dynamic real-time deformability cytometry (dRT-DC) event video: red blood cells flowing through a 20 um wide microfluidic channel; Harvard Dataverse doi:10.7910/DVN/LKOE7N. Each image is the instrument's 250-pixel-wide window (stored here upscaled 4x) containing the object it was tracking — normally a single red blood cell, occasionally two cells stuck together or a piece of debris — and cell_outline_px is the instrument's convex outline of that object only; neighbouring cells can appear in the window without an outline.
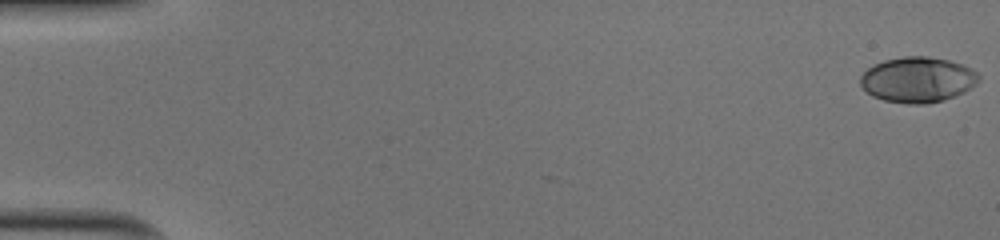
{"species": "human", "species_latin": "Homo sapiens", "temperature_condition": "cold", "stored_images_in_passage": 52, "camera_frame_rate_fps": 3000, "um_per_image_px": 0.085, "donor": {"sex": "male"}, "frame": {"image": 1, "passage_image": 1, "time_ms": 0.0, "image_size_px": [1000, 240], "cell_outline_px": [[980, 80], [976, 84], [964, 92], [944, 100], [928, 104], [908, 104], [884, 100], [872, 96], [860, 84], [860, 76], [872, 64], [884, 60], [904, 56], [928, 56], [948, 60], [972, 68], [980, 76]], "centroid_in_image_um": [78.0, 6.77], "position_along_channel_um": 7.0, "area_um2": 31.5}}
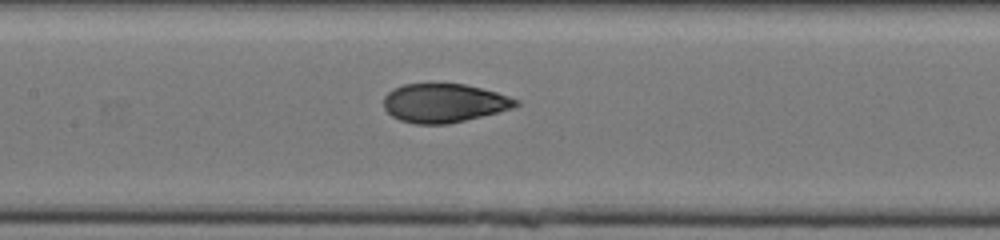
{"frame": {"image": 2, "passage_image": 26, "time_ms": 8.333, "image_size_px": [1000, 240], "cell_outline_px": [[520, 104], [512, 108], [448, 124], [416, 124], [400, 120], [392, 116], [384, 108], [384, 96], [392, 88], [404, 84], [464, 84], [496, 92], [520, 100]], "centroid_in_image_um": [37.72, 8.75], "position_along_channel_um": 169.7, "area_um2": 29.65}}
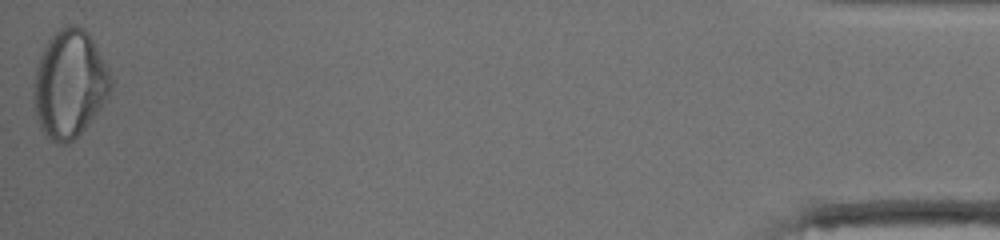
{"frame": {"image": 3, "passage_image": 52, "time_ms": 17.0, "image_size_px": [1000, 240], "cell_outline_px": [[112, 88], [108, 96], [100, 108], [88, 124], [68, 144], [60, 144], [52, 140], [40, 128], [36, 116], [32, 100], [32, 84], [36, 68], [40, 56], [48, 40], [60, 28], [68, 24], [76, 24], [84, 28], [92, 36], [108, 68], [112, 80]], "centroid_in_image_um": [5.9, 7.11], "position_along_channel_um": 429.3, "area_um2": 48.67}, "authors_computed_cell_mechanics": {"area_um2": 30.8941, "velocity_mm_per_s": 4.0299, "shape_relaxation_time_tau1_ms": 5.4357, "shape_relaxation_time_tau2_ms": 0.9298, "deformation_change_tau1": 0.2097, "deformation_change_tau2": 0.0579}}